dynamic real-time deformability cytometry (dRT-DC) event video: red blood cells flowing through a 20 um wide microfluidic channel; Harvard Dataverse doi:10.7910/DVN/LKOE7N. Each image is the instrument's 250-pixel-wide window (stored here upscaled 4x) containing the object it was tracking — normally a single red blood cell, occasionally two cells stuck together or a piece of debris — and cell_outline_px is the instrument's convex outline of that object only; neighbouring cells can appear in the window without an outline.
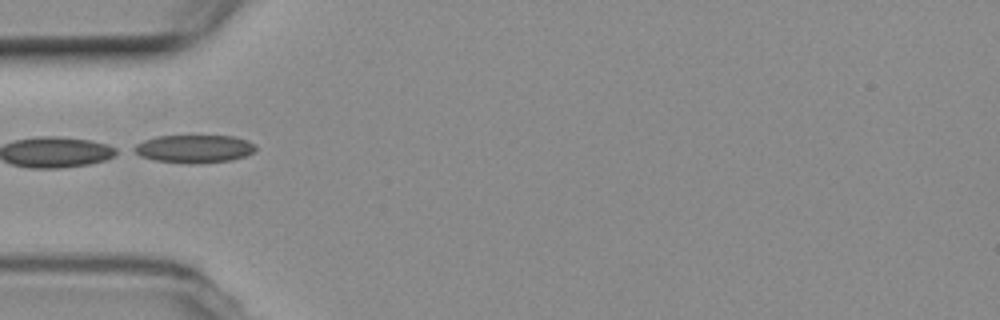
{"species": "common noctule bat (a hibernating species)", "species_latin": "Nyctalus noctula", "temperature_condition": "room temperature", "stored_images_in_passage": 7, "camera_frame_rate_fps": 3000, "um_per_image_px": 0.085, "animal": {"sex": "female", "body_mass_g": 19.3, "forearm_length_mm": 54.1}, "frame": {"image": 1, "passage_image": 4, "time_ms": 3.667, "image_size_px": [1000, 320], "cell_outline_px": [[256, 148], [252, 152], [244, 156], [232, 160], [200, 164], [188, 164], [156, 160], [140, 156], [132, 152], [128, 148], [144, 140], [156, 136], [232, 136], [248, 140], [256, 144]], "centroid_in_image_um": [16.46, 12.65], "position_along_channel_um": 68.5, "area_um2": 20.11}}
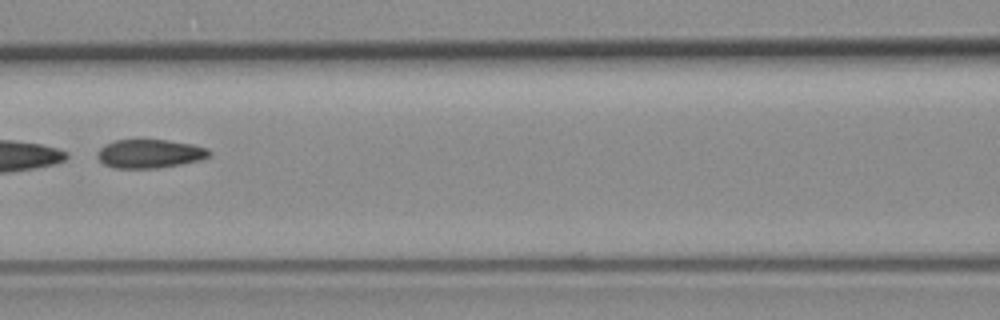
{"frame": {"image": 2, "passage_image": 6, "time_ms": 6.0, "image_size_px": [1000, 320], "cell_outline_px": [[212, 156], [200, 160], [160, 168], [112, 168], [104, 164], [96, 156], [96, 152], [104, 144], [112, 140], [168, 140], [192, 144], [208, 148], [212, 152]], "centroid_in_image_um": [12.73, 13.06], "position_along_channel_um": 153.9, "area_um2": 18.96}}